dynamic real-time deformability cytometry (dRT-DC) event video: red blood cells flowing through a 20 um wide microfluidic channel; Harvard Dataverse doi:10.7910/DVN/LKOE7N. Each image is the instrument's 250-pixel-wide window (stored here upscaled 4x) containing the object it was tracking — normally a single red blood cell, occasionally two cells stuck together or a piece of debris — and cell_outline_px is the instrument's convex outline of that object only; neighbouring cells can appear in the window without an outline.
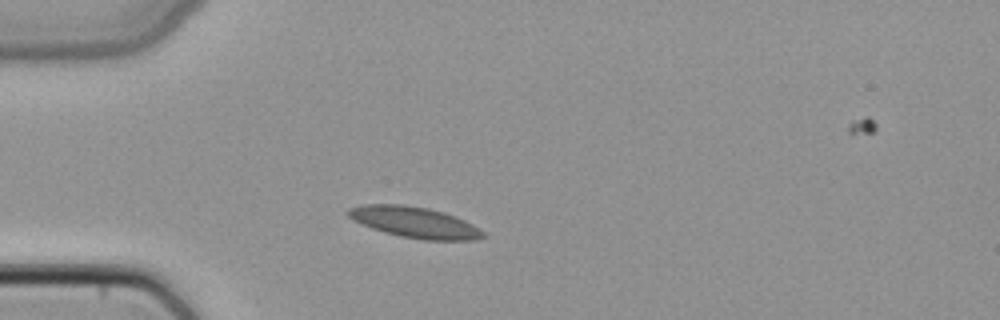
{"species": "common noctule bat (a hibernating species)", "species_latin": "Nyctalus noctula", "temperature_condition": "cold", "stored_images_in_passage": 2, "camera_frame_rate_fps": 3000, "um_per_image_px": 0.085, "animal": {"sex": "female", "body_mass_g": 22.7, "forearm_length_mm": 54.2}, "frame": {"image": 1, "passage_image": 1, "time_ms": 0.0, "image_size_px": [1000, 320], "cell_outline_px": [[484, 236], [476, 240], [424, 240], [400, 236], [384, 232], [372, 228], [352, 220], [344, 212], [348, 208], [360, 204], [404, 204], [428, 208], [444, 212], [456, 216], [480, 228], [484, 232]], "centroid_in_image_um": [35.21, 18.88], "position_along_channel_um": 49.8, "area_um2": 24.57}}